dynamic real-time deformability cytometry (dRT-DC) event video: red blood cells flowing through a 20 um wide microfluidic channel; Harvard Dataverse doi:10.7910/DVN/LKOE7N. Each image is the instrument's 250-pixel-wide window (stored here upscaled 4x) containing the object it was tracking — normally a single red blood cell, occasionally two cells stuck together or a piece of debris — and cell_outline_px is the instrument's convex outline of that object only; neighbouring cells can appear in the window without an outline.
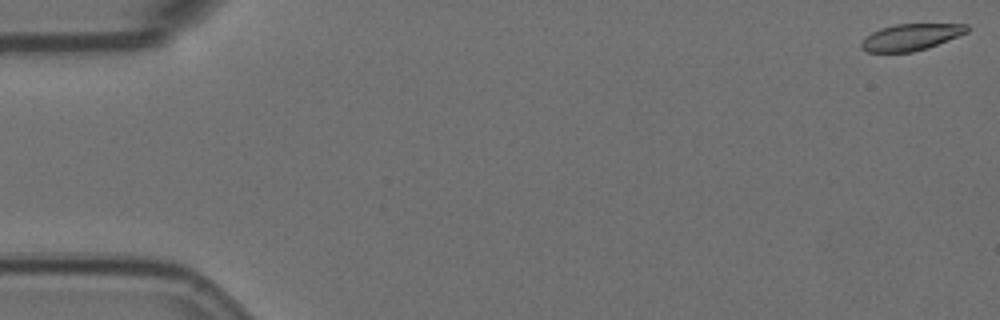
{"species": "Egyptian fruit bat (a non-hibernating species)", "species_latin": "Rousettus aegyptiacus", "temperature_condition": "room temperature", "stored_images_in_passage": 4, "segment_of_instrument_passage": [2, 2], "camera_frame_rate_fps": 3000, "um_per_image_px": 0.085, "animal": {"sex": "female"}, "frame": {"image": 1, "passage_image": 4, "time_ms": 1.0, "image_size_px": [1000, 320], "cell_outline_px": [[968, 32], [928, 48], [912, 52], [868, 52], [860, 48], [860, 44], [872, 32], [880, 28], [896, 24], [968, 24]], "centroid_in_image_um": [77.43, 3.15], "position_along_channel_um": 7.6, "area_um2": 16.24}}